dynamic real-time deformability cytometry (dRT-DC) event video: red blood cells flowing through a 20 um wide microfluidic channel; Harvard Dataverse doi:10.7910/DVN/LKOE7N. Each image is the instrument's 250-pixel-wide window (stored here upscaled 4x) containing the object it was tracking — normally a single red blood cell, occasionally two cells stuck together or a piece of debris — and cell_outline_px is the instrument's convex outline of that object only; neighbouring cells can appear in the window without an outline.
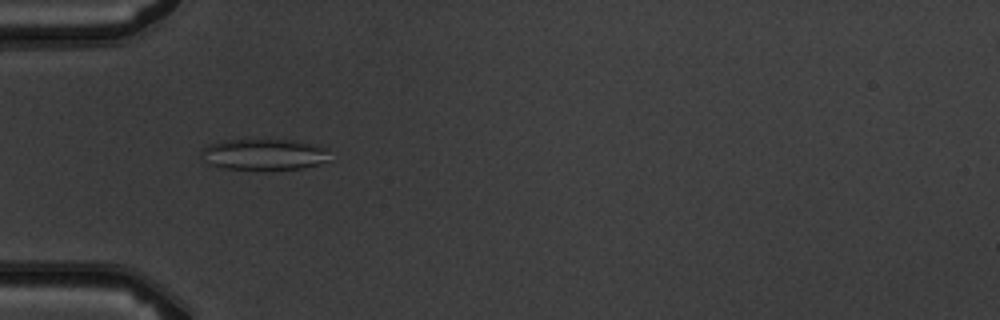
{"species": "common noctule bat (a hibernating species)", "species_latin": "Nyctalus noctula", "temperature_condition": "warm", "stored_images_in_passage": 7, "camera_frame_rate_fps": 3000, "um_per_image_px": 0.085, "animal": {"sex": "male", "body_mass_g": 19.5, "forearm_length_mm": 54.6}, "frame": {"image": 1, "passage_image": 5, "time_ms": 5.333, "image_size_px": [1000, 320], "cell_outline_px": [[332, 160], [304, 168], [264, 172], [220, 168], [204, 160], [200, 152], [208, 144], [220, 140], [296, 140], [328, 148]], "centroid_in_image_um": [22.48, 13.16], "position_along_channel_um": 62.5, "area_um2": 24.33}}